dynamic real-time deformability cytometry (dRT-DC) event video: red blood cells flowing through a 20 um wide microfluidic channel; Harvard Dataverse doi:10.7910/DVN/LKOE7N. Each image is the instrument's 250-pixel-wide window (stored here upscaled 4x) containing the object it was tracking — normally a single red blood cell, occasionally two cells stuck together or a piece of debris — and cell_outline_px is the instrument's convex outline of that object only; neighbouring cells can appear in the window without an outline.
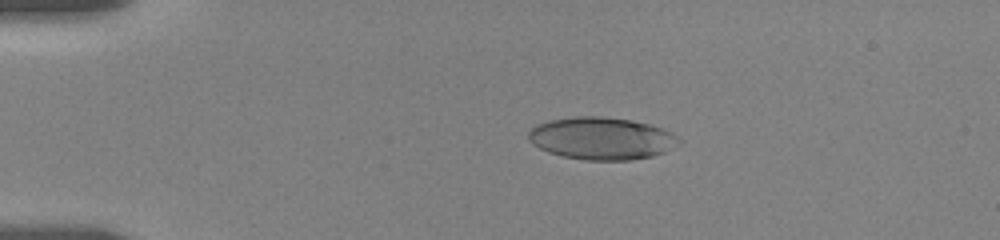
{"species": "human", "species_latin": "Homo sapiens", "temperature_condition": "room temperature", "stored_images_in_passage": 24, "camera_frame_rate_fps": 3000, "um_per_image_px": 0.085, "donor": {"sex": "female"}, "frame": {"image": 1, "passage_image": 11, "time_ms": 3.667, "image_size_px": [1000, 240], "cell_outline_px": [[684, 140], [680, 144], [664, 152], [652, 156], [632, 160], [584, 160], [564, 156], [548, 152], [532, 144], [528, 140], [528, 132], [536, 124], [548, 120], [572, 116], [600, 116], [632, 120], [664, 128], [672, 132]], "centroid_in_image_um": [51.16, 11.75], "position_along_channel_um": 33.8, "area_um2": 37.57}}
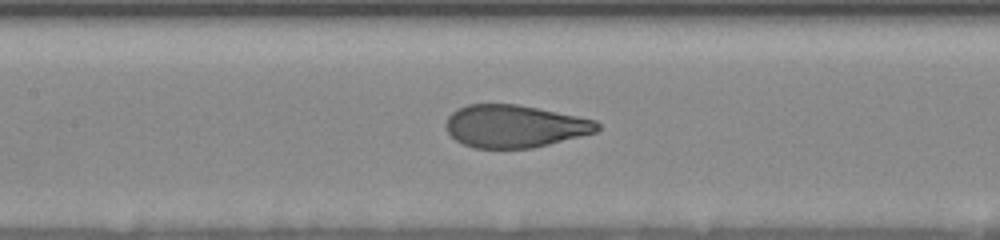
{"frame": {"image": 2, "passage_image": 20, "time_ms": 8.667, "image_size_px": [1000, 240], "cell_outline_px": [[600, 128], [596, 132], [532, 148], [476, 148], [464, 144], [456, 140], [448, 132], [444, 124], [448, 116], [452, 112], [468, 104], [516, 104], [596, 120], [600, 124]], "centroid_in_image_um": [43.72, 10.73], "position_along_channel_um": 163.7, "area_um2": 37.22}}
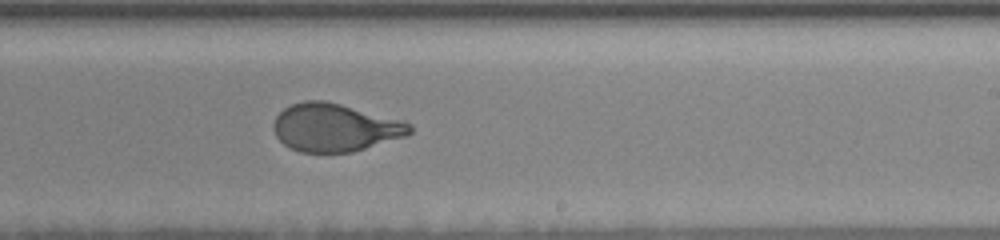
{"frame": {"image": 3, "passage_image": 24, "time_ms": 11.333, "image_size_px": [1000, 240], "cell_outline_px": [[412, 132], [408, 136], [352, 152], [300, 152], [284, 144], [276, 136], [272, 128], [272, 124], [276, 116], [284, 108], [292, 104], [304, 100], [324, 100], [340, 104], [400, 120], [412, 124]], "centroid_in_image_um": [28.46, 10.84], "position_along_channel_um": 260.5, "area_um2": 37.97}}